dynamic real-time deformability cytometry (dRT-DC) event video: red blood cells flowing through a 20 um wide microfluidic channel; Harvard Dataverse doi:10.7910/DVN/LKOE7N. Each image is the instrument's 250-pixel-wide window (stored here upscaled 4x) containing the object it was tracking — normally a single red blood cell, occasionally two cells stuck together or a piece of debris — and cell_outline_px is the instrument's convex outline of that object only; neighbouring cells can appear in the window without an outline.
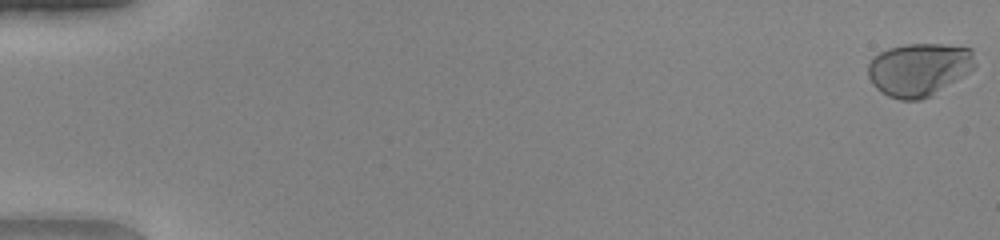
{"species": "human", "species_latin": "Homo sapiens", "temperature_condition": "warm", "stored_images_in_passage": 51, "camera_frame_rate_fps": 3000, "um_per_image_px": 0.085, "donor": {"sex": "female"}, "frame": {"image": 1, "passage_image": 1, "time_ms": 0.0, "image_size_px": [1000, 240], "cell_outline_px": [[976, 64], [964, 76], [928, 96], [920, 100], [900, 100], [888, 96], [876, 88], [872, 84], [868, 76], [868, 64], [880, 52], [888, 48], [904, 44], [944, 44], [972, 48]], "centroid_in_image_um": [78.11, 5.89], "position_along_channel_um": 6.9, "area_um2": 32.95}}
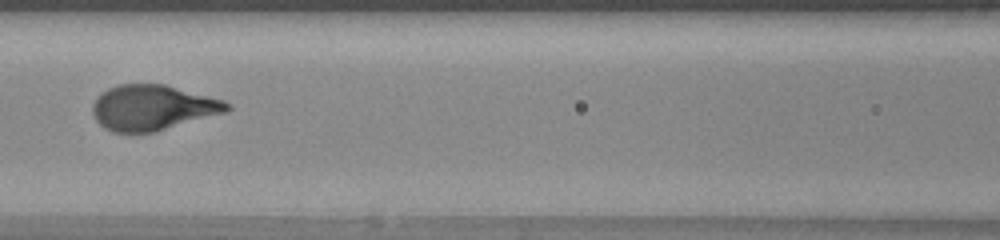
{"frame": {"image": 2, "passage_image": 25, "time_ms": 8.0, "image_size_px": [1000, 240], "cell_outline_px": [[232, 108], [228, 112], [156, 132], [112, 132], [104, 128], [96, 120], [92, 112], [92, 104], [96, 96], [100, 92], [108, 88], [120, 84], [164, 84], [224, 100], [232, 104]], "centroid_in_image_um": [12.99, 9.15], "position_along_channel_um": 153.6, "area_um2": 35.89}}
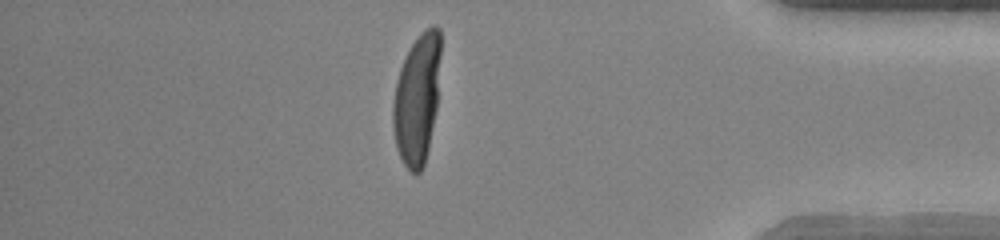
{"frame": {"image": 3, "passage_image": 45, "time_ms": 14.667, "image_size_px": [1000, 240], "cell_outline_px": [[440, 56], [436, 108], [428, 148], [424, 164], [420, 172], [412, 172], [404, 164], [396, 148], [392, 128], [392, 104], [396, 80], [400, 68], [412, 44], [432, 24], [436, 24], [440, 28]], "centroid_in_image_um": [35.43, 8.42], "position_along_channel_um": 399.8, "area_um2": 35.78}, "authors_computed_cell_mechanics": {"area_um2": 35.0846, "velocity_mm_per_s": 4.1382, "shape_relaxation_time_tau1_ms": 2.8636, "shape_relaxation_time_tau2_ms": null, "deformation_change_tau1": 0.2258, "deformation_change_tau2": null}}